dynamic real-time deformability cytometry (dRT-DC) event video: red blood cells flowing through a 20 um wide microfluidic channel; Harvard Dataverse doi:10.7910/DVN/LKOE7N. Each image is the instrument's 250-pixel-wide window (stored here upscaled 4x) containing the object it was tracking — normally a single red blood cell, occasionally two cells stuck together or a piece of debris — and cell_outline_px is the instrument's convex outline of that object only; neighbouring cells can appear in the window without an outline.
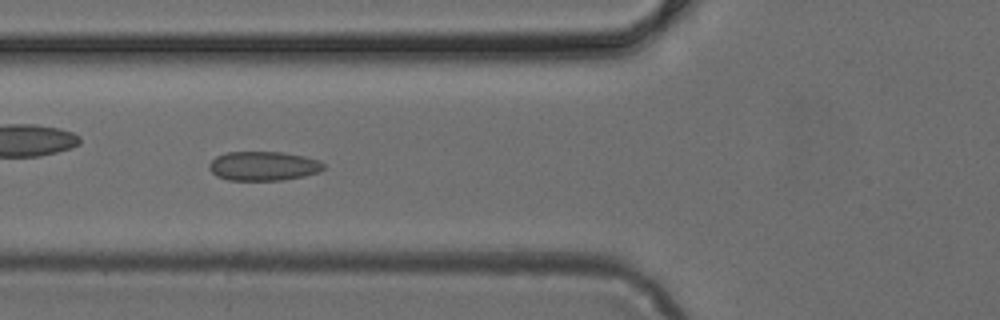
{"species": "common noctule bat (a hibernating species)", "species_latin": "Nyctalus noctula", "temperature_condition": "cold", "stored_images_in_passage": 43, "camera_frame_rate_fps": 3000, "um_per_image_px": 0.085, "animal": {"sex": "female", "body_mass_g": 24.6, "forearm_length_mm": 56.2}, "frame": {"image": 1, "passage_image": 13, "time_ms": 4.0, "image_size_px": [1000, 320], "cell_outline_px": [[324, 168], [320, 172], [304, 176], [284, 180], [228, 180], [216, 176], [208, 168], [208, 164], [216, 156], [228, 152], [284, 152], [304, 156], [320, 160], [324, 164]], "centroid_in_image_um": [22.4, 14.11], "position_along_channel_um": 103.4, "area_um2": 19.65}}
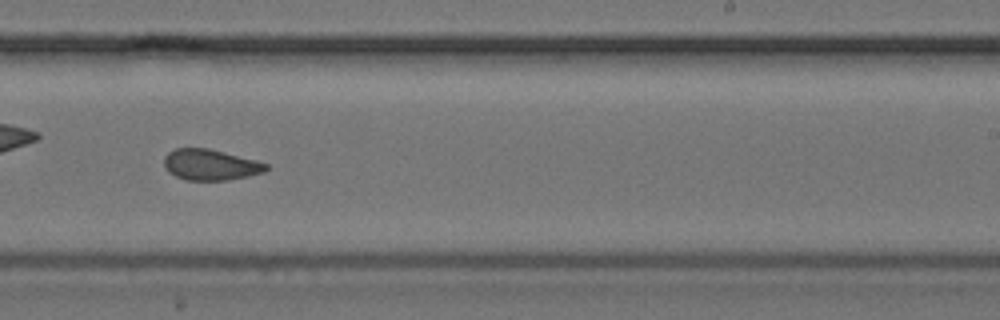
{"frame": {"image": 2, "passage_image": 25, "time_ms": 8.0, "image_size_px": [1000, 320], "cell_outline_px": [[268, 168], [264, 172], [248, 176], [228, 180], [184, 180], [168, 172], [164, 168], [164, 156], [168, 152], [176, 148], [208, 148], [256, 160], [268, 164]], "centroid_in_image_um": [17.86, 14.01], "position_along_channel_um": 271.1, "area_um2": 18.44}}
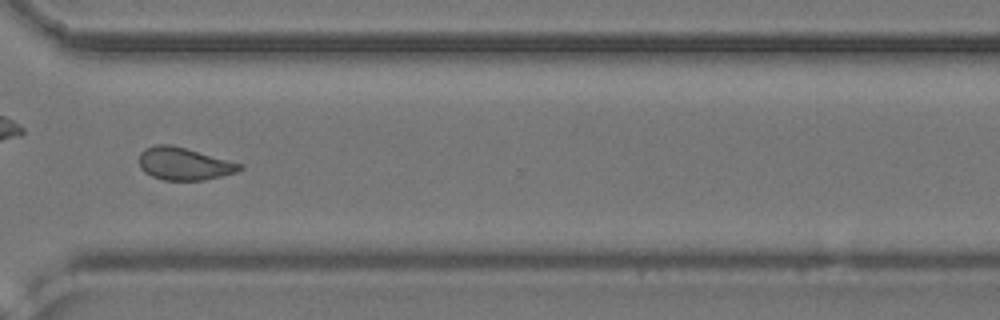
{"frame": {"image": 3, "passage_image": 31, "time_ms": 10.0, "image_size_px": [1000, 320], "cell_outline_px": [[244, 168], [236, 172], [204, 180], [164, 180], [152, 176], [144, 172], [140, 168], [140, 152], [144, 148], [156, 144], [172, 144], [244, 164]], "centroid_in_image_um": [15.65, 13.91], "position_along_channel_um": 355.0, "area_um2": 19.19}}